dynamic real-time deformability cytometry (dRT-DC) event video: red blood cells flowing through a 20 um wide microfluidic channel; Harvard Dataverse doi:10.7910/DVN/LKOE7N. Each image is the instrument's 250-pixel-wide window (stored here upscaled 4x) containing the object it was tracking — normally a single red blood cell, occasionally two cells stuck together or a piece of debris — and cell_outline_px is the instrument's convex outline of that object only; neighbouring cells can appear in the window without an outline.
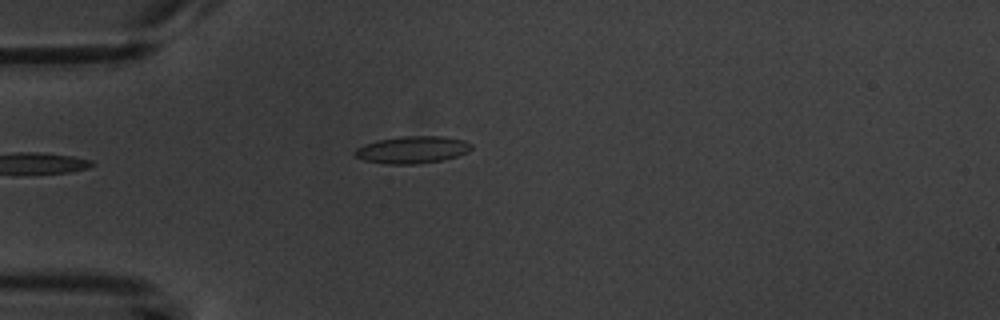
{"species": "common noctule bat (a hibernating species)", "species_latin": "Nyctalus noctula", "temperature_condition": "warm", "stored_images_in_passage": 3, "camera_frame_rate_fps": 3000, "um_per_image_px": 0.085, "animal": {"sex": "male", "body_mass_g": 20.1, "forearm_length_mm": 53.5}, "frame": {"image": 1, "passage_image": 2, "time_ms": 1.333, "image_size_px": [1000, 320], "cell_outline_px": [[472, 148], [468, 152], [444, 160], [416, 164], [388, 164], [364, 160], [356, 156], [352, 152], [356, 148], [364, 144], [376, 140], [400, 136], [440, 136], [464, 140], [472, 144]], "centroid_in_image_um": [35.03, 12.72], "position_along_channel_um": 50.0, "area_um2": 18.55}}